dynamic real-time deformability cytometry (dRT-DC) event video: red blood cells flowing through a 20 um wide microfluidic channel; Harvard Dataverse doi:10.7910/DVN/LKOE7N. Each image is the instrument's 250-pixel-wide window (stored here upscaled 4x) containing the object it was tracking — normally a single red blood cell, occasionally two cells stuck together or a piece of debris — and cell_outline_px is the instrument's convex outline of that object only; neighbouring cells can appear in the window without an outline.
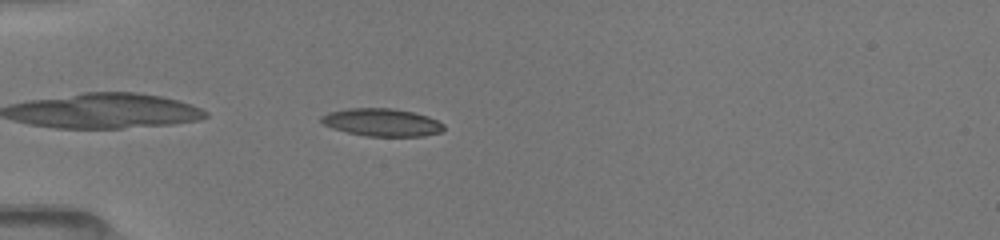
{"species": "common noctule bat (a hibernating species)", "species_latin": "Nyctalus noctula", "temperature_condition": "room temperature", "stored_images_in_passage": 37, "camera_frame_rate_fps": 3000, "um_per_image_px": 0.085, "animal": {"sex": "female", "body_mass_g": 19.5, "forearm_length_mm": 54.1}, "frame": {"image": 1, "passage_image": 2, "time_ms": 0.333, "image_size_px": [1000, 240], "cell_outline_px": [[444, 128], [440, 132], [424, 136], [364, 136], [332, 128], [324, 124], [320, 120], [320, 116], [328, 112], [348, 108], [392, 108], [412, 112], [428, 116], [444, 124]], "centroid_in_image_um": [32.44, 10.4], "position_along_channel_um": 52.6, "area_um2": 19.77}}
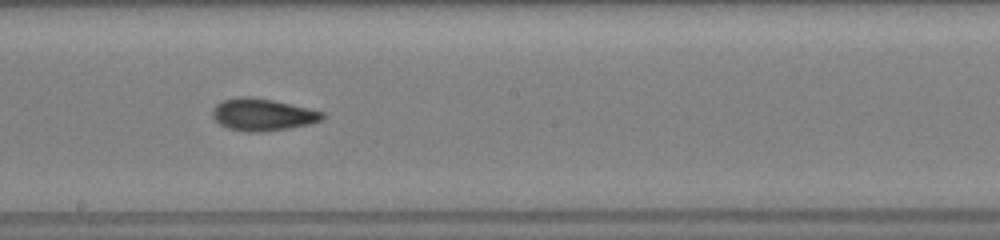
{"frame": {"image": 2, "passage_image": 16, "time_ms": 5.0, "image_size_px": [1000, 240], "cell_outline_px": [[324, 116], [320, 120], [308, 124], [288, 128], [260, 132], [248, 132], [228, 128], [220, 124], [212, 116], [212, 108], [216, 104], [224, 100], [240, 96], [248, 96], [272, 100], [308, 108], [324, 112]], "centroid_in_image_um": [22.28, 9.74], "position_along_channel_um": 225.9, "area_um2": 20.35}}
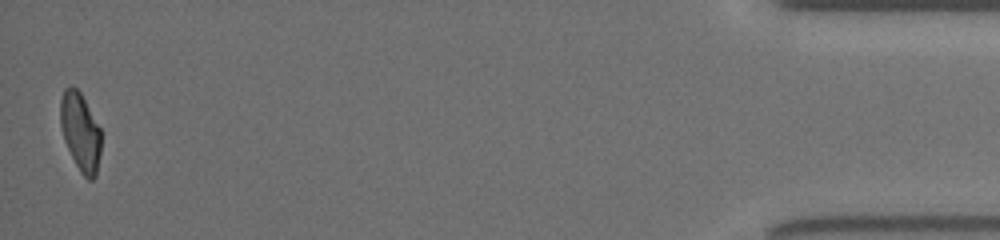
{"frame": {"image": 3, "passage_image": 37, "time_ms": 12.0, "image_size_px": [1000, 240], "cell_outline_px": [[100, 152], [96, 176], [92, 180], [88, 180], [80, 172], [64, 140], [60, 124], [60, 100], [64, 88], [72, 84], [80, 92], [100, 128]], "centroid_in_image_um": [6.82, 11.19], "position_along_channel_um": 428.4, "area_um2": 18.44}, "authors_computed_cell_mechanics": {"area_um2": 19.5942, "velocity_mm_per_s": 4.0594, "shape_relaxation_time_tau1_ms": 5.9933, "shape_relaxation_time_tau2_ms": 2.2913, "deformation_change_tau1": 0.1695, "deformation_change_tau2": 0.0907}}